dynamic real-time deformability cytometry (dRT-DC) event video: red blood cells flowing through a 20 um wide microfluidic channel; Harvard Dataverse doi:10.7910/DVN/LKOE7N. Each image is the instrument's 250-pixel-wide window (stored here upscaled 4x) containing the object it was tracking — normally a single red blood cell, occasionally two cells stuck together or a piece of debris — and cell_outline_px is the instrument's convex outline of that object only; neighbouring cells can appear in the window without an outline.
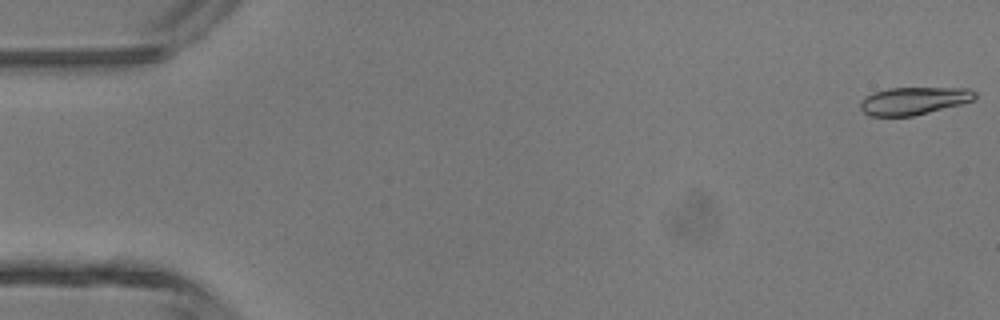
{"species": "common noctule bat (a hibernating species)", "species_latin": "Nyctalus noctula", "temperature_condition": "room temperature", "stored_images_in_passage": 46, "camera_frame_rate_fps": 3000, "um_per_image_px": 0.085, "animal": {"sex": "male", "body_mass_g": 13.3}, "frame": {"image": 1, "passage_image": 1, "time_ms": 0.0, "image_size_px": [1000, 320], "cell_outline_px": [[976, 96], [972, 100], [960, 104], [912, 116], [872, 116], [864, 112], [860, 108], [860, 100], [872, 92], [888, 88], [968, 88], [976, 92]], "centroid_in_image_um": [77.63, 8.56], "position_along_channel_um": 7.4, "area_um2": 18.32}}
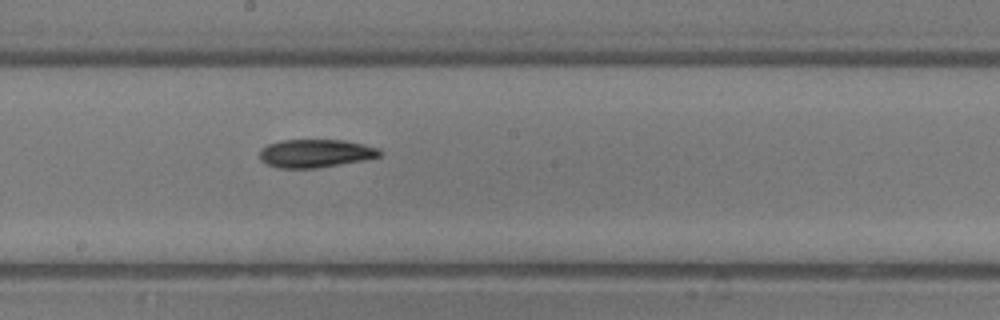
{"frame": {"image": 2, "passage_image": 25, "time_ms": 8.0, "image_size_px": [1000, 320], "cell_outline_px": [[384, 152], [380, 156], [364, 160], [316, 168], [276, 168], [260, 160], [260, 148], [268, 144], [280, 140], [344, 140], [364, 144], [380, 148]], "centroid_in_image_um": [26.83, 13.03], "position_along_channel_um": 221.4, "area_um2": 19.88}}
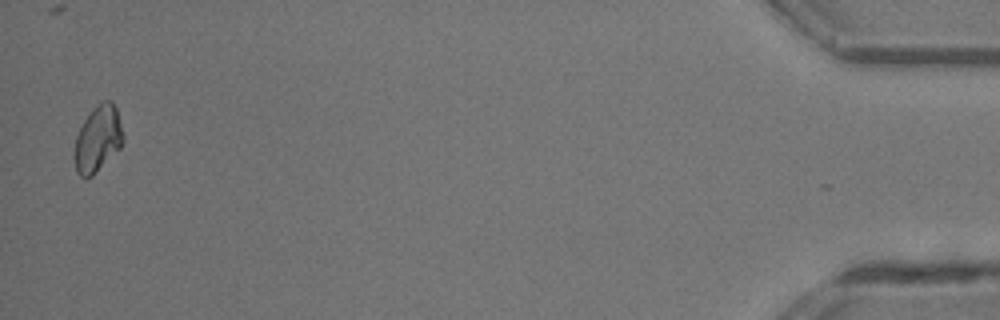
{"frame": {"image": 3, "passage_image": 45, "time_ms": 14.667, "image_size_px": [1000, 320], "cell_outline_px": [[124, 140], [120, 148], [92, 176], [80, 176], [76, 172], [72, 156], [76, 136], [84, 120], [92, 108], [104, 100], [112, 100], [116, 108], [124, 136]], "centroid_in_image_um": [8.29, 11.81], "position_along_channel_um": 426.9, "area_um2": 18.9}, "authors_computed_cell_mechanics": {"area_um2": 19.1896, "velocity_mm_per_s": 4.5159, "shape_relaxation_time_tau1_ms": 1.5762, "shape_relaxation_time_tau2_ms": 7.181, "deformation_change_tau1": 0.0811, "deformation_change_tau2": 0.1221}}